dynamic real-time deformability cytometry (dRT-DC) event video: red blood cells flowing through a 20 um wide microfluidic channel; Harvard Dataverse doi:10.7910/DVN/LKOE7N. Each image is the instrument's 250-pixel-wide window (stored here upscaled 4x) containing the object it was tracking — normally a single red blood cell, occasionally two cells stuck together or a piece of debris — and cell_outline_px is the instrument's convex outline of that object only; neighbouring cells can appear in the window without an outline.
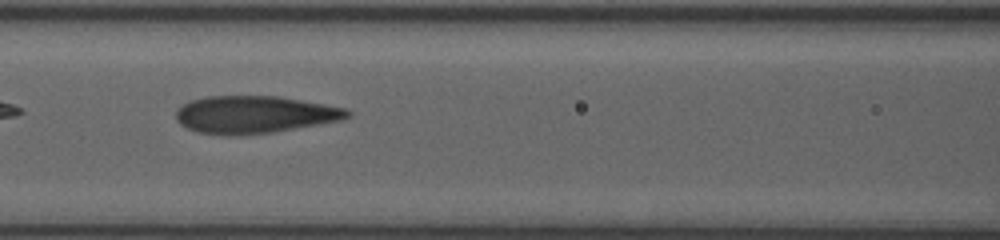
{"species": "human", "species_latin": "Homo sapiens", "temperature_condition": "room temperature", "stored_images_in_passage": 30, "camera_frame_rate_fps": 3000, "um_per_image_px": 0.085, "donor": {"sex": "female"}, "frame": {"image": 1, "passage_image": 7, "time_ms": 2.0, "image_size_px": [1000, 240], "cell_outline_px": [[352, 116], [340, 120], [272, 132], [236, 136], [224, 136], [200, 132], [188, 128], [180, 124], [176, 120], [176, 112], [188, 100], [208, 96], [280, 96], [348, 108], [352, 112]], "centroid_in_image_um": [21.64, 9.73], "position_along_channel_um": 145.0, "area_um2": 37.51}}
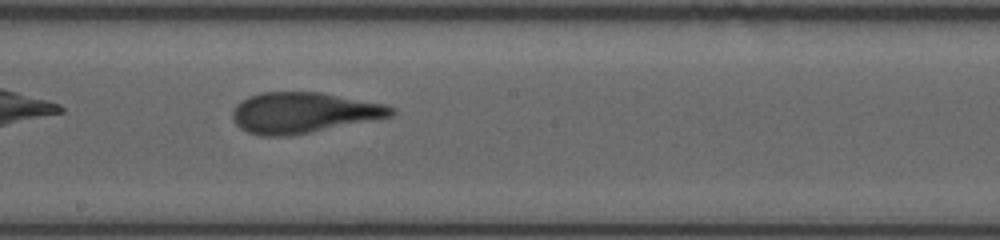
{"frame": {"image": 2, "passage_image": 13, "time_ms": 4.0, "image_size_px": [1000, 240], "cell_outline_px": [[396, 112], [392, 116], [372, 120], [288, 136], [260, 136], [248, 132], [240, 128], [232, 120], [232, 112], [236, 104], [240, 100], [248, 96], [264, 92], [320, 92], [384, 104], [396, 108]], "centroid_in_image_um": [25.75, 9.57], "position_along_channel_um": 222.5, "area_um2": 37.51}}
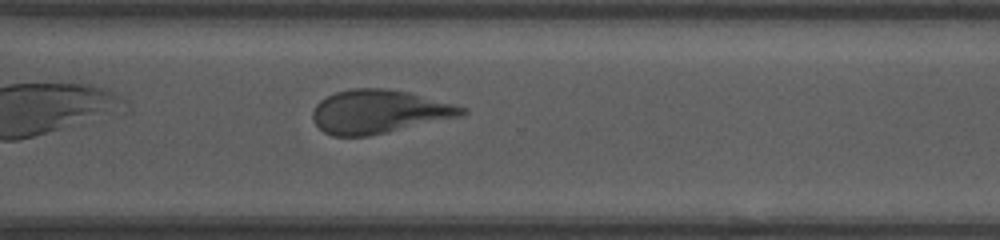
{"frame": {"image": 3, "passage_image": 22, "time_ms": 7.0, "image_size_px": [1000, 240], "cell_outline_px": [[468, 112], [464, 116], [368, 136], [332, 136], [324, 132], [316, 124], [312, 116], [312, 112], [316, 104], [320, 100], [336, 92], [352, 88], [388, 88], [408, 92], [468, 108]], "centroid_in_image_um": [32.23, 9.49], "position_along_channel_um": 338.4, "area_um2": 37.86}}